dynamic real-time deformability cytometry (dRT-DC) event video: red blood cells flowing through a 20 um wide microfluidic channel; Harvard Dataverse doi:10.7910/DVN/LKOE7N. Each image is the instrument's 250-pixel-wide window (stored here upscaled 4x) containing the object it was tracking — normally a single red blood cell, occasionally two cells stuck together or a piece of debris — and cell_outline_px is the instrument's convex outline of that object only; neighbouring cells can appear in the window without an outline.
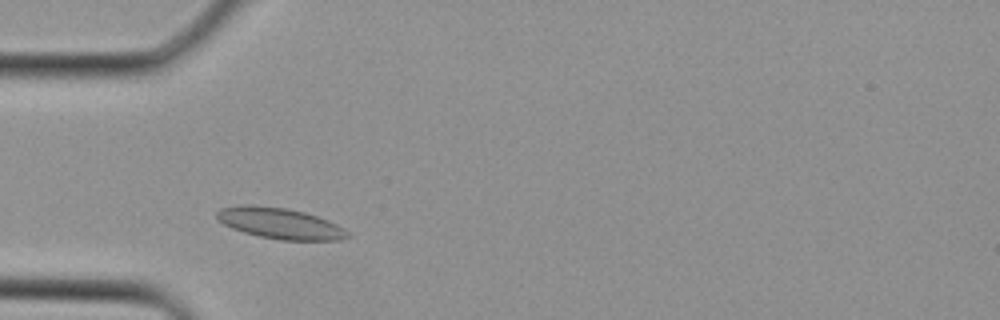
{"species": "Egyptian fruit bat (a non-hibernating species)", "species_latin": "Rousettus aegyptiacus", "temperature_condition": "cold", "stored_images_in_passage": 29, "camera_frame_rate_fps": 3000, "um_per_image_px": 0.085, "animal": {"sex": "female"}, "frame": {"image": 1, "passage_image": 5, "time_ms": 1.333, "image_size_px": [1000, 320], "cell_outline_px": [[352, 236], [340, 240], [280, 240], [260, 236], [244, 232], [232, 228], [224, 224], [216, 216], [216, 212], [220, 208], [244, 204], [284, 208], [304, 212], [328, 220], [344, 228]], "centroid_in_image_um": [23.82, 18.99], "position_along_channel_um": 61.2, "area_um2": 23.41}}
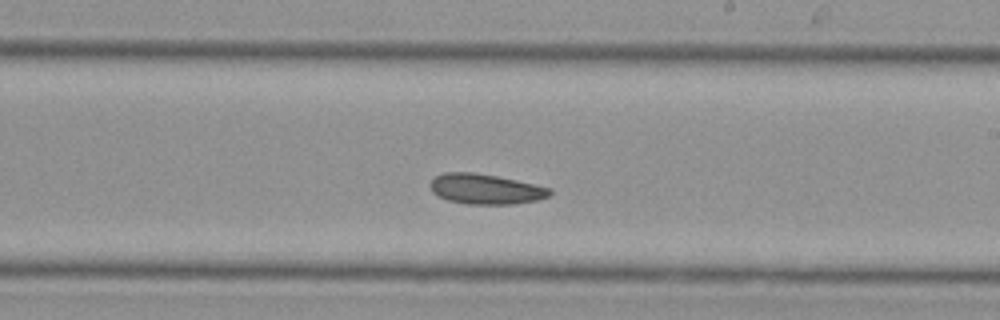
{"frame": {"image": 2, "passage_image": 15, "time_ms": 4.667, "image_size_px": [1000, 320], "cell_outline_px": [[552, 192], [548, 196], [536, 200], [512, 204], [468, 204], [448, 200], [436, 196], [432, 192], [428, 184], [436, 176], [444, 172], [476, 172], [516, 180], [552, 188]], "centroid_in_image_um": [41.23, 16.06], "position_along_channel_um": 247.8, "area_um2": 21.1}}
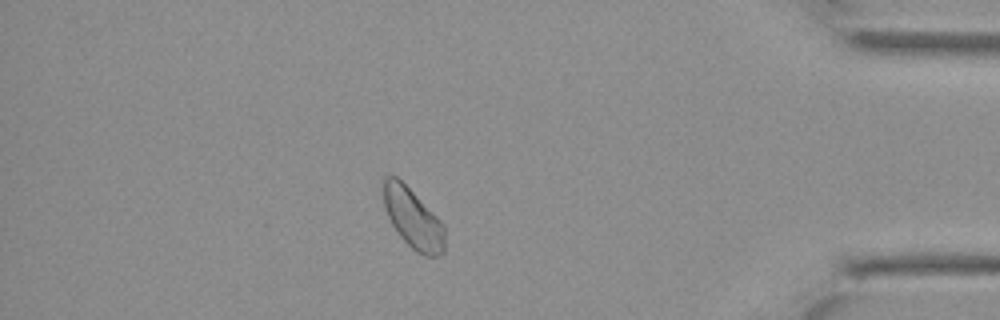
{"frame": {"image": 3, "passage_image": 25, "time_ms": 8.0, "image_size_px": [1000, 320], "cell_outline_px": [[444, 252], [436, 256], [428, 256], [416, 252], [400, 236], [392, 224], [384, 208], [384, 176], [396, 176], [444, 224]], "centroid_in_image_um": [35.1, 18.59], "position_along_channel_um": 400.1, "area_um2": 20.87}}